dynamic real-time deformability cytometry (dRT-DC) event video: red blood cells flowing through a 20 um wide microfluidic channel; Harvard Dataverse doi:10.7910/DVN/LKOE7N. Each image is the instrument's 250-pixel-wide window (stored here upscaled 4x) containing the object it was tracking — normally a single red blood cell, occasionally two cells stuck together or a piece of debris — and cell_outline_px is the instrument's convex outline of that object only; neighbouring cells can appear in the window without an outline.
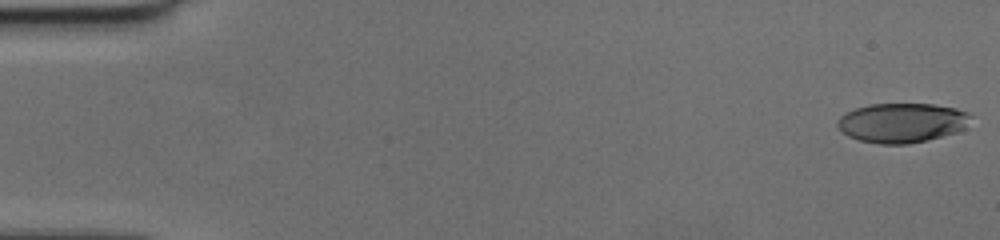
{"species": "human", "species_latin": "Homo sapiens", "temperature_condition": "cold", "stored_images_in_passage": 57, "camera_frame_rate_fps": 3000, "um_per_image_px": 0.085, "donor": {"sex": "female"}, "frame": {"image": 1, "passage_image": 1, "time_ms": 0.0, "image_size_px": [1000, 240], "cell_outline_px": [[972, 116], [964, 128], [956, 132], [928, 140], [908, 144], [880, 144], [860, 140], [848, 136], [836, 124], [836, 120], [844, 112], [868, 104], [936, 104], [956, 108], [968, 112]], "centroid_in_image_um": [76.66, 10.42], "position_along_channel_um": 8.3, "area_um2": 30.81}}
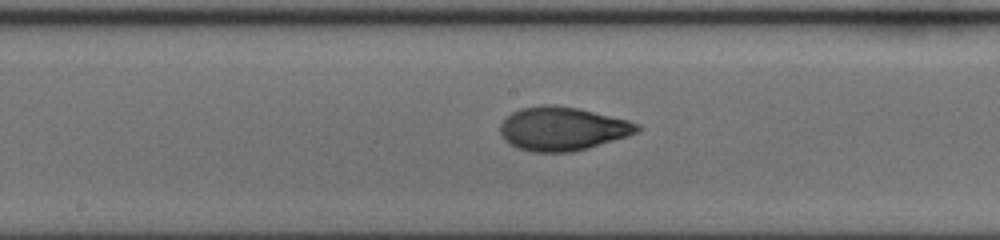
{"frame": {"image": 2, "passage_image": 30, "time_ms": 9.667, "image_size_px": [1000, 240], "cell_outline_px": [[644, 128], [640, 132], [628, 136], [588, 148], [572, 152], [532, 152], [508, 144], [500, 136], [500, 124], [512, 112], [520, 108], [544, 104], [552, 104], [576, 108], [628, 120], [640, 124]], "centroid_in_image_um": [47.82, 10.94], "position_along_channel_um": 200.4, "area_um2": 35.03}}
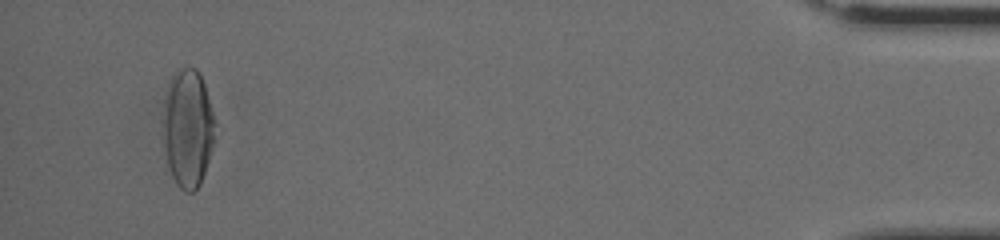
{"frame": {"image": 3, "passage_image": 54, "time_ms": 17.667, "image_size_px": [1000, 240], "cell_outline_px": [[216, 124], [212, 144], [208, 160], [200, 184], [192, 192], [184, 192], [176, 184], [172, 176], [168, 164], [164, 144], [164, 120], [168, 92], [172, 72], [176, 68], [196, 68], [200, 72], [216, 120]], "centroid_in_image_um": [15.99, 10.89], "position_along_channel_um": 419.2, "area_um2": 35.2}, "authors_computed_cell_mechanics": {"area_um2": 33.2928, "velocity_mm_per_s": 3.6716, "shape_relaxation_time_tau1_ms": 5.0813, "shape_relaxation_time_tau2_ms": 1.2872, "deformation_change_tau1": 0.2244, "deformation_change_tau2": 0.0543}}